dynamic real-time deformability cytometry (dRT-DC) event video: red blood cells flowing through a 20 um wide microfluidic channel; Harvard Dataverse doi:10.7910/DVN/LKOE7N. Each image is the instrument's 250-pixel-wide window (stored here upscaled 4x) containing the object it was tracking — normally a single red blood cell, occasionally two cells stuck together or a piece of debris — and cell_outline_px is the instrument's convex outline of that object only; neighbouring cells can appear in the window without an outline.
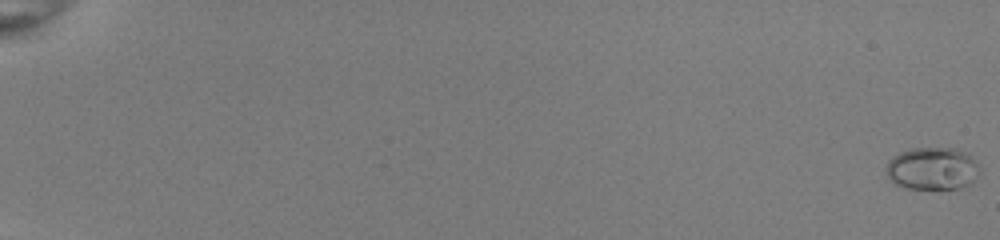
{"species": "common noctule bat (a hibernating species)", "species_latin": "Nyctalus noctula", "temperature_condition": "room temperature", "stored_images_in_passage": 51, "camera_frame_rate_fps": 3000, "um_per_image_px": 0.085, "animal": {"sex": "female", "body_mass_g": 22.0, "forearm_length_mm": 56.7}, "frame": {"image": 1, "passage_image": 1, "time_ms": 0.0, "image_size_px": [1000, 240], "cell_outline_px": [[980, 172], [968, 184], [960, 188], [908, 188], [896, 184], [888, 180], [884, 172], [884, 168], [888, 160], [892, 156], [900, 152], [912, 148], [956, 148], [968, 152], [976, 160], [980, 168]], "centroid_in_image_um": [79.22, 14.3], "position_along_channel_um": 5.8, "area_um2": 23.52}}
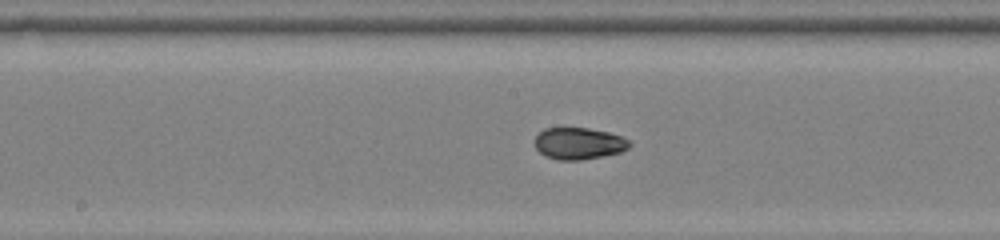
{"frame": {"image": 2, "passage_image": 32, "time_ms": 10.333, "image_size_px": [1000, 240], "cell_outline_px": [[632, 144], [628, 148], [620, 152], [604, 156], [580, 160], [556, 160], [544, 156], [536, 148], [536, 136], [544, 128], [588, 128], [608, 132], [620, 136], [628, 140]], "centroid_in_image_um": [49.2, 12.2], "position_along_channel_um": 199.0, "area_um2": 17.51}}
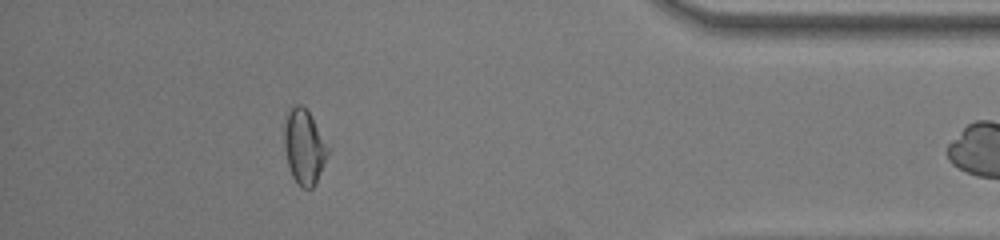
{"frame": {"image": 3, "passage_image": 50, "time_ms": 16.333, "image_size_px": [1000, 240], "cell_outline_px": [[328, 152], [316, 184], [312, 188], [300, 188], [292, 176], [288, 164], [284, 148], [284, 128], [288, 108], [296, 104], [300, 104], [308, 112], [328, 148]], "centroid_in_image_um": [25.81, 12.5], "position_along_channel_um": 409.4, "area_um2": 18.61}}